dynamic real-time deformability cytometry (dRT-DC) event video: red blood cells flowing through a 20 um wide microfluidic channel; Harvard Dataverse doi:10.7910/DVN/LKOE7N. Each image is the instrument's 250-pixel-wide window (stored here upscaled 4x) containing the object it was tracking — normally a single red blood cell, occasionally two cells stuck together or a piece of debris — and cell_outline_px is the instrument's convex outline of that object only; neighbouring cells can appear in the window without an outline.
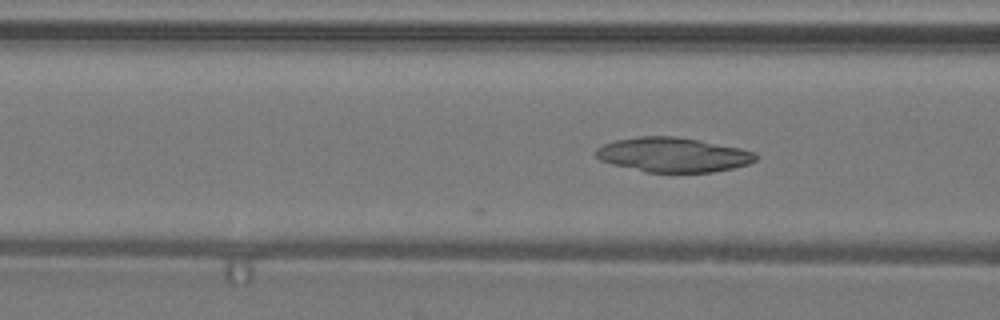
{"species": "common noctule bat (a hibernating species)", "species_latin": "Nyctalus noctula", "temperature_condition": "warm", "stored_images_in_passage": 4, "camera_frame_rate_fps": 3000, "um_per_image_px": 0.085, "animal": {"sex": "male", "body_mass_g": 19.2, "forearm_length_mm": 51.8}, "frame": {"image": 1, "passage_image": 4, "time_ms": 1.0, "image_size_px": [1000, 320], "cell_outline_px": [[756, 160], [748, 164], [732, 168], [712, 172], [648, 172], [612, 164], [600, 160], [596, 156], [596, 148], [604, 144], [616, 140], [640, 136], [676, 136], [700, 140], [740, 148], [756, 152]], "centroid_in_image_um": [57.22, 13.15], "position_along_channel_um": 109.4, "area_um2": 32.02}}